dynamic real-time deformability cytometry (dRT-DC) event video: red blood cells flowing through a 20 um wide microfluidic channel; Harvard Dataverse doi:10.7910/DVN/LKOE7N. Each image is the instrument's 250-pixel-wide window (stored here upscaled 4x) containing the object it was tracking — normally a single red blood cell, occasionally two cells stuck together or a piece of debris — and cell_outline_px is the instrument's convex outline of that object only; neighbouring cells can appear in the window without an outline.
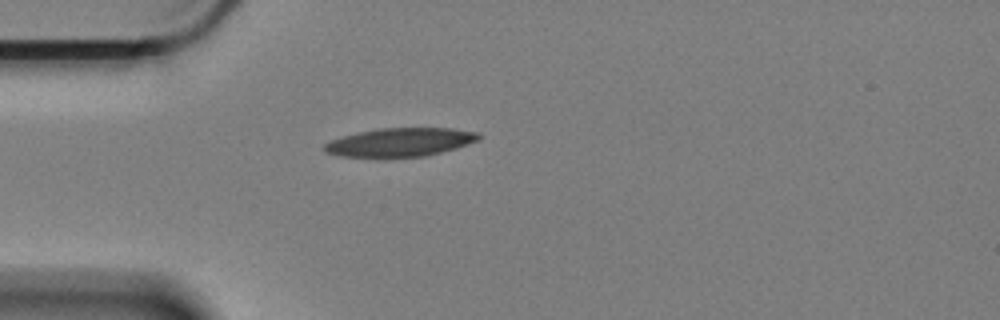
{"species": "Egyptian fruit bat (a non-hibernating species)", "species_latin": "Rousettus aegyptiacus", "temperature_condition": "cold", "stored_images_in_passage": 36, "camera_frame_rate_fps": 3000, "um_per_image_px": 0.085, "animal": {"sex": "female"}, "frame": {"image": 1, "passage_image": 1, "time_ms": 0.0, "image_size_px": [1000, 320], "cell_outline_px": [[480, 136], [476, 140], [456, 148], [424, 156], [340, 156], [324, 152], [324, 144], [332, 140], [344, 136], [376, 128], [452, 128], [476, 132]], "centroid_in_image_um": [33.99, 12.07], "position_along_channel_um": 51.0, "area_um2": 25.03}}
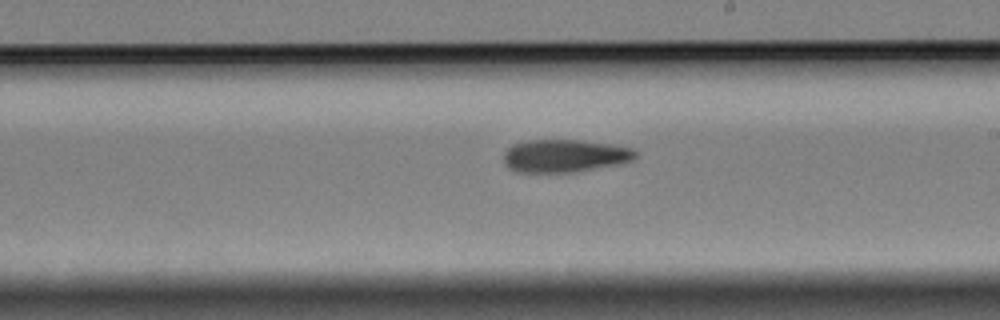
{"frame": {"image": 2, "passage_image": 19, "time_ms": 6.0, "image_size_px": [1000, 320], "cell_outline_px": [[636, 156], [632, 160], [616, 164], [572, 172], [516, 172], [508, 168], [504, 160], [504, 152], [512, 144], [528, 140], [580, 140], [616, 144], [632, 148], [636, 152]], "centroid_in_image_um": [47.98, 13.23], "position_along_channel_um": 241.0, "area_um2": 25.14}}
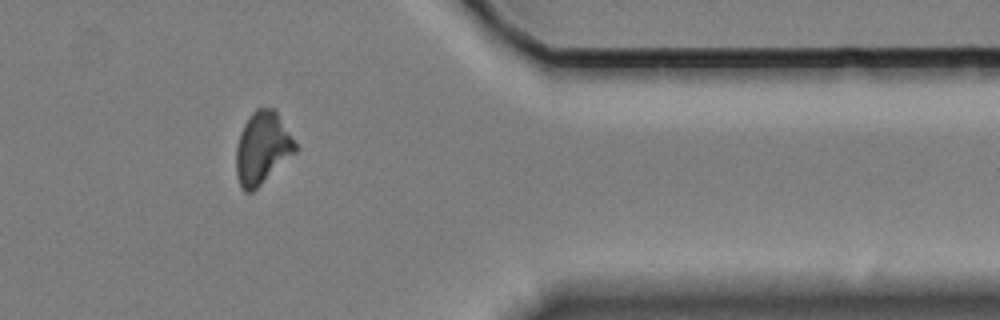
{"frame": {"image": 3, "passage_image": 34, "time_ms": 11.0, "image_size_px": [1000, 320], "cell_outline_px": [[300, 148], [296, 152], [252, 192], [244, 192], [240, 188], [236, 176], [236, 148], [240, 132], [244, 124], [252, 112], [256, 108], [276, 108]], "centroid_in_image_um": [22.32, 12.56], "position_along_channel_um": 389.1, "area_um2": 25.32}, "authors_computed_cell_mechanics": {"area_um2": 25.6632, "velocity_mm_per_s": 3.3204, "shape_relaxation_time_tau1_ms": 6.8257, "shape_relaxation_time_tau2_ms": null, "deformation_change_tau1": 0.154, "deformation_change_tau2": null}}